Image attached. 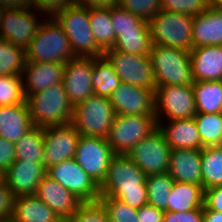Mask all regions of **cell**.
Wrapping results in <instances>:
<instances>
[{
  "instance_id": "cell-10",
  "label": "cell",
  "mask_w": 222,
  "mask_h": 222,
  "mask_svg": "<svg viewBox=\"0 0 222 222\" xmlns=\"http://www.w3.org/2000/svg\"><path fill=\"white\" fill-rule=\"evenodd\" d=\"M113 66L122 83L152 89L155 92V77L149 55H136L114 50L103 55Z\"/></svg>"
},
{
  "instance_id": "cell-41",
  "label": "cell",
  "mask_w": 222,
  "mask_h": 222,
  "mask_svg": "<svg viewBox=\"0 0 222 222\" xmlns=\"http://www.w3.org/2000/svg\"><path fill=\"white\" fill-rule=\"evenodd\" d=\"M209 7L207 0H161V10L197 16Z\"/></svg>"
},
{
  "instance_id": "cell-55",
  "label": "cell",
  "mask_w": 222,
  "mask_h": 222,
  "mask_svg": "<svg viewBox=\"0 0 222 222\" xmlns=\"http://www.w3.org/2000/svg\"><path fill=\"white\" fill-rule=\"evenodd\" d=\"M3 180V174L0 172V182Z\"/></svg>"
},
{
  "instance_id": "cell-28",
  "label": "cell",
  "mask_w": 222,
  "mask_h": 222,
  "mask_svg": "<svg viewBox=\"0 0 222 222\" xmlns=\"http://www.w3.org/2000/svg\"><path fill=\"white\" fill-rule=\"evenodd\" d=\"M196 113H222V81H194Z\"/></svg>"
},
{
  "instance_id": "cell-33",
  "label": "cell",
  "mask_w": 222,
  "mask_h": 222,
  "mask_svg": "<svg viewBox=\"0 0 222 222\" xmlns=\"http://www.w3.org/2000/svg\"><path fill=\"white\" fill-rule=\"evenodd\" d=\"M193 118L198 127L202 148L222 145V113H196Z\"/></svg>"
},
{
  "instance_id": "cell-5",
  "label": "cell",
  "mask_w": 222,
  "mask_h": 222,
  "mask_svg": "<svg viewBox=\"0 0 222 222\" xmlns=\"http://www.w3.org/2000/svg\"><path fill=\"white\" fill-rule=\"evenodd\" d=\"M149 56L155 88L164 85L186 86L194 82L189 51L153 44Z\"/></svg>"
},
{
  "instance_id": "cell-34",
  "label": "cell",
  "mask_w": 222,
  "mask_h": 222,
  "mask_svg": "<svg viewBox=\"0 0 222 222\" xmlns=\"http://www.w3.org/2000/svg\"><path fill=\"white\" fill-rule=\"evenodd\" d=\"M174 180L168 173L146 176L148 204L168 211V196Z\"/></svg>"
},
{
  "instance_id": "cell-4",
  "label": "cell",
  "mask_w": 222,
  "mask_h": 222,
  "mask_svg": "<svg viewBox=\"0 0 222 222\" xmlns=\"http://www.w3.org/2000/svg\"><path fill=\"white\" fill-rule=\"evenodd\" d=\"M76 58L69 39L61 26L52 17H46L40 24L37 33L25 49L26 61L63 62Z\"/></svg>"
},
{
  "instance_id": "cell-40",
  "label": "cell",
  "mask_w": 222,
  "mask_h": 222,
  "mask_svg": "<svg viewBox=\"0 0 222 222\" xmlns=\"http://www.w3.org/2000/svg\"><path fill=\"white\" fill-rule=\"evenodd\" d=\"M69 219L71 222H109L107 212L99 200L83 202Z\"/></svg>"
},
{
  "instance_id": "cell-18",
  "label": "cell",
  "mask_w": 222,
  "mask_h": 222,
  "mask_svg": "<svg viewBox=\"0 0 222 222\" xmlns=\"http://www.w3.org/2000/svg\"><path fill=\"white\" fill-rule=\"evenodd\" d=\"M43 163L15 160L4 172L3 180L14 197L35 195L38 185L47 174Z\"/></svg>"
},
{
  "instance_id": "cell-51",
  "label": "cell",
  "mask_w": 222,
  "mask_h": 222,
  "mask_svg": "<svg viewBox=\"0 0 222 222\" xmlns=\"http://www.w3.org/2000/svg\"><path fill=\"white\" fill-rule=\"evenodd\" d=\"M203 222H222V213L203 206Z\"/></svg>"
},
{
  "instance_id": "cell-17",
  "label": "cell",
  "mask_w": 222,
  "mask_h": 222,
  "mask_svg": "<svg viewBox=\"0 0 222 222\" xmlns=\"http://www.w3.org/2000/svg\"><path fill=\"white\" fill-rule=\"evenodd\" d=\"M62 84L73 106L93 95L92 58L76 57L65 63Z\"/></svg>"
},
{
  "instance_id": "cell-49",
  "label": "cell",
  "mask_w": 222,
  "mask_h": 222,
  "mask_svg": "<svg viewBox=\"0 0 222 222\" xmlns=\"http://www.w3.org/2000/svg\"><path fill=\"white\" fill-rule=\"evenodd\" d=\"M118 0H75V3L87 8H107L117 5Z\"/></svg>"
},
{
  "instance_id": "cell-25",
  "label": "cell",
  "mask_w": 222,
  "mask_h": 222,
  "mask_svg": "<svg viewBox=\"0 0 222 222\" xmlns=\"http://www.w3.org/2000/svg\"><path fill=\"white\" fill-rule=\"evenodd\" d=\"M34 127L26 102L0 106V137L15 144Z\"/></svg>"
},
{
  "instance_id": "cell-29",
  "label": "cell",
  "mask_w": 222,
  "mask_h": 222,
  "mask_svg": "<svg viewBox=\"0 0 222 222\" xmlns=\"http://www.w3.org/2000/svg\"><path fill=\"white\" fill-rule=\"evenodd\" d=\"M92 81L94 95L105 98H110L122 82L104 56L92 58Z\"/></svg>"
},
{
  "instance_id": "cell-19",
  "label": "cell",
  "mask_w": 222,
  "mask_h": 222,
  "mask_svg": "<svg viewBox=\"0 0 222 222\" xmlns=\"http://www.w3.org/2000/svg\"><path fill=\"white\" fill-rule=\"evenodd\" d=\"M35 195L59 218H70L83 201L47 174L38 185Z\"/></svg>"
},
{
  "instance_id": "cell-7",
  "label": "cell",
  "mask_w": 222,
  "mask_h": 222,
  "mask_svg": "<svg viewBox=\"0 0 222 222\" xmlns=\"http://www.w3.org/2000/svg\"><path fill=\"white\" fill-rule=\"evenodd\" d=\"M148 23L153 44L192 49V16L160 10Z\"/></svg>"
},
{
  "instance_id": "cell-52",
  "label": "cell",
  "mask_w": 222,
  "mask_h": 222,
  "mask_svg": "<svg viewBox=\"0 0 222 222\" xmlns=\"http://www.w3.org/2000/svg\"><path fill=\"white\" fill-rule=\"evenodd\" d=\"M209 7L222 8V0H207Z\"/></svg>"
},
{
  "instance_id": "cell-2",
  "label": "cell",
  "mask_w": 222,
  "mask_h": 222,
  "mask_svg": "<svg viewBox=\"0 0 222 222\" xmlns=\"http://www.w3.org/2000/svg\"><path fill=\"white\" fill-rule=\"evenodd\" d=\"M25 102L35 127L71 124L74 106L62 83L27 95Z\"/></svg>"
},
{
  "instance_id": "cell-14",
  "label": "cell",
  "mask_w": 222,
  "mask_h": 222,
  "mask_svg": "<svg viewBox=\"0 0 222 222\" xmlns=\"http://www.w3.org/2000/svg\"><path fill=\"white\" fill-rule=\"evenodd\" d=\"M44 132L43 165L46 170L62 161L74 158L80 133L72 124L47 126Z\"/></svg>"
},
{
  "instance_id": "cell-23",
  "label": "cell",
  "mask_w": 222,
  "mask_h": 222,
  "mask_svg": "<svg viewBox=\"0 0 222 222\" xmlns=\"http://www.w3.org/2000/svg\"><path fill=\"white\" fill-rule=\"evenodd\" d=\"M168 174L174 181L202 186L201 150L171 149Z\"/></svg>"
},
{
  "instance_id": "cell-24",
  "label": "cell",
  "mask_w": 222,
  "mask_h": 222,
  "mask_svg": "<svg viewBox=\"0 0 222 222\" xmlns=\"http://www.w3.org/2000/svg\"><path fill=\"white\" fill-rule=\"evenodd\" d=\"M222 45V8L208 7L193 17L192 48Z\"/></svg>"
},
{
  "instance_id": "cell-16",
  "label": "cell",
  "mask_w": 222,
  "mask_h": 222,
  "mask_svg": "<svg viewBox=\"0 0 222 222\" xmlns=\"http://www.w3.org/2000/svg\"><path fill=\"white\" fill-rule=\"evenodd\" d=\"M117 115H155L152 89L122 83L109 98Z\"/></svg>"
},
{
  "instance_id": "cell-9",
  "label": "cell",
  "mask_w": 222,
  "mask_h": 222,
  "mask_svg": "<svg viewBox=\"0 0 222 222\" xmlns=\"http://www.w3.org/2000/svg\"><path fill=\"white\" fill-rule=\"evenodd\" d=\"M154 98L157 121L193 118L196 114L192 84L156 87Z\"/></svg>"
},
{
  "instance_id": "cell-13",
  "label": "cell",
  "mask_w": 222,
  "mask_h": 222,
  "mask_svg": "<svg viewBox=\"0 0 222 222\" xmlns=\"http://www.w3.org/2000/svg\"><path fill=\"white\" fill-rule=\"evenodd\" d=\"M46 172L49 177L56 180L83 202L99 200V186L74 158L53 165Z\"/></svg>"
},
{
  "instance_id": "cell-47",
  "label": "cell",
  "mask_w": 222,
  "mask_h": 222,
  "mask_svg": "<svg viewBox=\"0 0 222 222\" xmlns=\"http://www.w3.org/2000/svg\"><path fill=\"white\" fill-rule=\"evenodd\" d=\"M204 205L222 213V186H215L204 190Z\"/></svg>"
},
{
  "instance_id": "cell-20",
  "label": "cell",
  "mask_w": 222,
  "mask_h": 222,
  "mask_svg": "<svg viewBox=\"0 0 222 222\" xmlns=\"http://www.w3.org/2000/svg\"><path fill=\"white\" fill-rule=\"evenodd\" d=\"M65 63L25 61L22 80L25 97L62 83Z\"/></svg>"
},
{
  "instance_id": "cell-30",
  "label": "cell",
  "mask_w": 222,
  "mask_h": 222,
  "mask_svg": "<svg viewBox=\"0 0 222 222\" xmlns=\"http://www.w3.org/2000/svg\"><path fill=\"white\" fill-rule=\"evenodd\" d=\"M89 22L99 47L103 51L112 48L116 35L111 22L110 7L89 8Z\"/></svg>"
},
{
  "instance_id": "cell-21",
  "label": "cell",
  "mask_w": 222,
  "mask_h": 222,
  "mask_svg": "<svg viewBox=\"0 0 222 222\" xmlns=\"http://www.w3.org/2000/svg\"><path fill=\"white\" fill-rule=\"evenodd\" d=\"M194 81H222V45H209L190 50Z\"/></svg>"
},
{
  "instance_id": "cell-12",
  "label": "cell",
  "mask_w": 222,
  "mask_h": 222,
  "mask_svg": "<svg viewBox=\"0 0 222 222\" xmlns=\"http://www.w3.org/2000/svg\"><path fill=\"white\" fill-rule=\"evenodd\" d=\"M115 155L107 139L80 135L74 159L100 186L106 177L109 163Z\"/></svg>"
},
{
  "instance_id": "cell-46",
  "label": "cell",
  "mask_w": 222,
  "mask_h": 222,
  "mask_svg": "<svg viewBox=\"0 0 222 222\" xmlns=\"http://www.w3.org/2000/svg\"><path fill=\"white\" fill-rule=\"evenodd\" d=\"M15 160V144L0 137V172L4 174Z\"/></svg>"
},
{
  "instance_id": "cell-50",
  "label": "cell",
  "mask_w": 222,
  "mask_h": 222,
  "mask_svg": "<svg viewBox=\"0 0 222 222\" xmlns=\"http://www.w3.org/2000/svg\"><path fill=\"white\" fill-rule=\"evenodd\" d=\"M0 5L6 9H27L31 7V0H0Z\"/></svg>"
},
{
  "instance_id": "cell-15",
  "label": "cell",
  "mask_w": 222,
  "mask_h": 222,
  "mask_svg": "<svg viewBox=\"0 0 222 222\" xmlns=\"http://www.w3.org/2000/svg\"><path fill=\"white\" fill-rule=\"evenodd\" d=\"M33 10L32 7L27 9H6L0 23V36L9 43L25 50L42 23L41 20H37L38 17L35 16Z\"/></svg>"
},
{
  "instance_id": "cell-11",
  "label": "cell",
  "mask_w": 222,
  "mask_h": 222,
  "mask_svg": "<svg viewBox=\"0 0 222 222\" xmlns=\"http://www.w3.org/2000/svg\"><path fill=\"white\" fill-rule=\"evenodd\" d=\"M171 149L157 128L126 154L146 175L168 173Z\"/></svg>"
},
{
  "instance_id": "cell-45",
  "label": "cell",
  "mask_w": 222,
  "mask_h": 222,
  "mask_svg": "<svg viewBox=\"0 0 222 222\" xmlns=\"http://www.w3.org/2000/svg\"><path fill=\"white\" fill-rule=\"evenodd\" d=\"M75 0H31V7L37 12H44L51 16L54 12L74 4Z\"/></svg>"
},
{
  "instance_id": "cell-31",
  "label": "cell",
  "mask_w": 222,
  "mask_h": 222,
  "mask_svg": "<svg viewBox=\"0 0 222 222\" xmlns=\"http://www.w3.org/2000/svg\"><path fill=\"white\" fill-rule=\"evenodd\" d=\"M202 188L222 186V145L201 149Z\"/></svg>"
},
{
  "instance_id": "cell-27",
  "label": "cell",
  "mask_w": 222,
  "mask_h": 222,
  "mask_svg": "<svg viewBox=\"0 0 222 222\" xmlns=\"http://www.w3.org/2000/svg\"><path fill=\"white\" fill-rule=\"evenodd\" d=\"M168 199V211L185 212L204 206V190L201 185L174 181Z\"/></svg>"
},
{
  "instance_id": "cell-8",
  "label": "cell",
  "mask_w": 222,
  "mask_h": 222,
  "mask_svg": "<svg viewBox=\"0 0 222 222\" xmlns=\"http://www.w3.org/2000/svg\"><path fill=\"white\" fill-rule=\"evenodd\" d=\"M158 128L155 115H117L107 136L115 154L126 155L131 148Z\"/></svg>"
},
{
  "instance_id": "cell-43",
  "label": "cell",
  "mask_w": 222,
  "mask_h": 222,
  "mask_svg": "<svg viewBox=\"0 0 222 222\" xmlns=\"http://www.w3.org/2000/svg\"><path fill=\"white\" fill-rule=\"evenodd\" d=\"M14 195L4 180L0 182V222H10L13 213Z\"/></svg>"
},
{
  "instance_id": "cell-3",
  "label": "cell",
  "mask_w": 222,
  "mask_h": 222,
  "mask_svg": "<svg viewBox=\"0 0 222 222\" xmlns=\"http://www.w3.org/2000/svg\"><path fill=\"white\" fill-rule=\"evenodd\" d=\"M51 16L66 34L76 57L98 58L104 55L91 31L89 8L74 3Z\"/></svg>"
},
{
  "instance_id": "cell-22",
  "label": "cell",
  "mask_w": 222,
  "mask_h": 222,
  "mask_svg": "<svg viewBox=\"0 0 222 222\" xmlns=\"http://www.w3.org/2000/svg\"><path fill=\"white\" fill-rule=\"evenodd\" d=\"M157 121L170 149H202L201 138L194 118Z\"/></svg>"
},
{
  "instance_id": "cell-6",
  "label": "cell",
  "mask_w": 222,
  "mask_h": 222,
  "mask_svg": "<svg viewBox=\"0 0 222 222\" xmlns=\"http://www.w3.org/2000/svg\"><path fill=\"white\" fill-rule=\"evenodd\" d=\"M115 116L110 99L93 94L74 106L71 124L80 135L106 139Z\"/></svg>"
},
{
  "instance_id": "cell-48",
  "label": "cell",
  "mask_w": 222,
  "mask_h": 222,
  "mask_svg": "<svg viewBox=\"0 0 222 222\" xmlns=\"http://www.w3.org/2000/svg\"><path fill=\"white\" fill-rule=\"evenodd\" d=\"M164 211L156 207L145 204L137 211L139 222H163Z\"/></svg>"
},
{
  "instance_id": "cell-42",
  "label": "cell",
  "mask_w": 222,
  "mask_h": 222,
  "mask_svg": "<svg viewBox=\"0 0 222 222\" xmlns=\"http://www.w3.org/2000/svg\"><path fill=\"white\" fill-rule=\"evenodd\" d=\"M117 5L147 21L161 10V0H118Z\"/></svg>"
},
{
  "instance_id": "cell-1",
  "label": "cell",
  "mask_w": 222,
  "mask_h": 222,
  "mask_svg": "<svg viewBox=\"0 0 222 222\" xmlns=\"http://www.w3.org/2000/svg\"><path fill=\"white\" fill-rule=\"evenodd\" d=\"M99 190L100 196L117 198L136 209L148 203L146 175L127 155L111 159Z\"/></svg>"
},
{
  "instance_id": "cell-53",
  "label": "cell",
  "mask_w": 222,
  "mask_h": 222,
  "mask_svg": "<svg viewBox=\"0 0 222 222\" xmlns=\"http://www.w3.org/2000/svg\"><path fill=\"white\" fill-rule=\"evenodd\" d=\"M5 12H6V8L0 5V23Z\"/></svg>"
},
{
  "instance_id": "cell-32",
  "label": "cell",
  "mask_w": 222,
  "mask_h": 222,
  "mask_svg": "<svg viewBox=\"0 0 222 222\" xmlns=\"http://www.w3.org/2000/svg\"><path fill=\"white\" fill-rule=\"evenodd\" d=\"M44 132L41 127H34L15 143L16 160L43 163Z\"/></svg>"
},
{
  "instance_id": "cell-38",
  "label": "cell",
  "mask_w": 222,
  "mask_h": 222,
  "mask_svg": "<svg viewBox=\"0 0 222 222\" xmlns=\"http://www.w3.org/2000/svg\"><path fill=\"white\" fill-rule=\"evenodd\" d=\"M22 75L0 76V106L25 103Z\"/></svg>"
},
{
  "instance_id": "cell-44",
  "label": "cell",
  "mask_w": 222,
  "mask_h": 222,
  "mask_svg": "<svg viewBox=\"0 0 222 222\" xmlns=\"http://www.w3.org/2000/svg\"><path fill=\"white\" fill-rule=\"evenodd\" d=\"M163 222H203V207L185 212L164 211Z\"/></svg>"
},
{
  "instance_id": "cell-39",
  "label": "cell",
  "mask_w": 222,
  "mask_h": 222,
  "mask_svg": "<svg viewBox=\"0 0 222 222\" xmlns=\"http://www.w3.org/2000/svg\"><path fill=\"white\" fill-rule=\"evenodd\" d=\"M99 201L107 212L109 222H139L138 209L130 207L123 201L110 196H100Z\"/></svg>"
},
{
  "instance_id": "cell-37",
  "label": "cell",
  "mask_w": 222,
  "mask_h": 222,
  "mask_svg": "<svg viewBox=\"0 0 222 222\" xmlns=\"http://www.w3.org/2000/svg\"><path fill=\"white\" fill-rule=\"evenodd\" d=\"M110 16L116 37L122 32L150 31L147 20H144L140 16L122 9L118 5H113L110 7Z\"/></svg>"
},
{
  "instance_id": "cell-54",
  "label": "cell",
  "mask_w": 222,
  "mask_h": 222,
  "mask_svg": "<svg viewBox=\"0 0 222 222\" xmlns=\"http://www.w3.org/2000/svg\"><path fill=\"white\" fill-rule=\"evenodd\" d=\"M56 222H71L69 218H60Z\"/></svg>"
},
{
  "instance_id": "cell-36",
  "label": "cell",
  "mask_w": 222,
  "mask_h": 222,
  "mask_svg": "<svg viewBox=\"0 0 222 222\" xmlns=\"http://www.w3.org/2000/svg\"><path fill=\"white\" fill-rule=\"evenodd\" d=\"M152 45L150 31H128L116 37L112 49L136 55H149Z\"/></svg>"
},
{
  "instance_id": "cell-26",
  "label": "cell",
  "mask_w": 222,
  "mask_h": 222,
  "mask_svg": "<svg viewBox=\"0 0 222 222\" xmlns=\"http://www.w3.org/2000/svg\"><path fill=\"white\" fill-rule=\"evenodd\" d=\"M60 218L36 195L14 199L10 222H56Z\"/></svg>"
},
{
  "instance_id": "cell-35",
  "label": "cell",
  "mask_w": 222,
  "mask_h": 222,
  "mask_svg": "<svg viewBox=\"0 0 222 222\" xmlns=\"http://www.w3.org/2000/svg\"><path fill=\"white\" fill-rule=\"evenodd\" d=\"M25 61V50L0 36V76L22 75Z\"/></svg>"
}]
</instances>
